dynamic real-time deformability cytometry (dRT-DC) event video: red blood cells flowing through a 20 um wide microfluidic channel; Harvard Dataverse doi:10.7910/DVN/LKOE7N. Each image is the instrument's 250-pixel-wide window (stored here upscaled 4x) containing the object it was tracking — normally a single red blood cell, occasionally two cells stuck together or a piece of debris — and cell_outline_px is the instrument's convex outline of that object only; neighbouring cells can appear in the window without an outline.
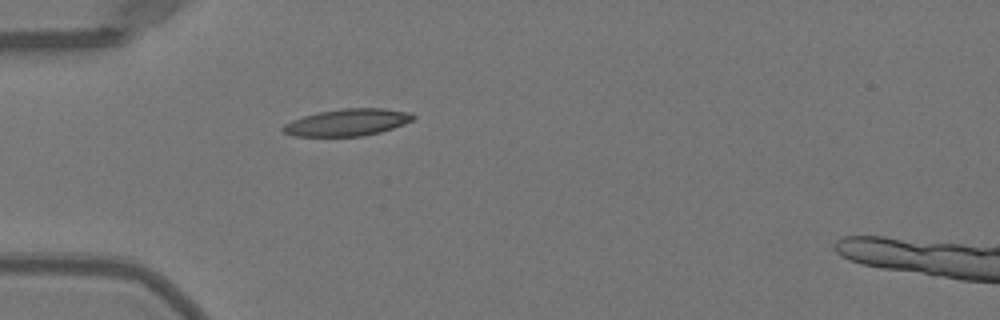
{"species": "Egyptian fruit bat (a non-hibernating species)", "species_latin": "Rousettus aegyptiacus", "temperature_condition": "warm", "stored_images_in_passage": 7, "camera_frame_rate_fps": 3000, "um_per_image_px": 0.085, "animal": {"sex": "female"}, "frame": {"image": 1, "passage_image": 1, "time_ms": 0.0, "image_size_px": [1000, 320], "cell_outline_px": [[416, 116], [412, 120], [404, 124], [380, 132], [364, 136], [292, 136], [284, 132], [280, 128], [284, 124], [292, 120], [304, 116], [320, 112], [344, 108], [384, 108], [412, 112]], "centroid_in_image_um": [29.54, 10.4], "position_along_channel_um": 55.5, "area_um2": 20.46}}
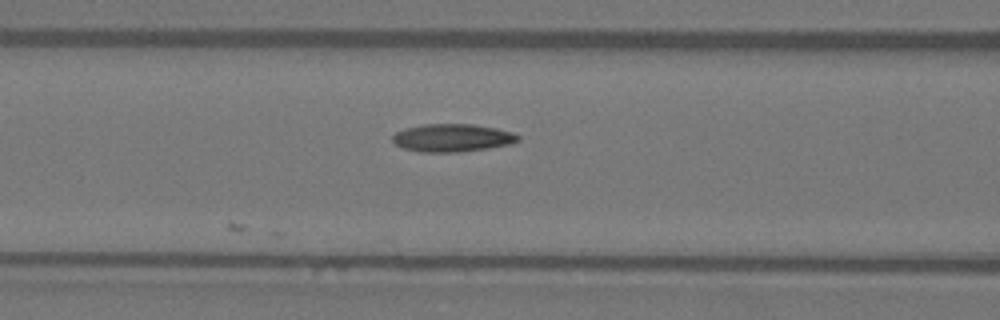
{"frame": {"image": 2, "passage_image": 7, "time_ms": 2.0, "image_size_px": [1000, 320], "cell_outline_px": [[520, 140], [512, 144], [488, 148], [460, 152], [420, 152], [404, 148], [396, 144], [392, 140], [392, 136], [396, 132], [404, 128], [424, 124], [472, 124], [496, 128], [512, 132], [520, 136]], "centroid_in_image_um": [38.46, 11.71], "position_along_channel_um": 128.1, "area_um2": 20.46}}